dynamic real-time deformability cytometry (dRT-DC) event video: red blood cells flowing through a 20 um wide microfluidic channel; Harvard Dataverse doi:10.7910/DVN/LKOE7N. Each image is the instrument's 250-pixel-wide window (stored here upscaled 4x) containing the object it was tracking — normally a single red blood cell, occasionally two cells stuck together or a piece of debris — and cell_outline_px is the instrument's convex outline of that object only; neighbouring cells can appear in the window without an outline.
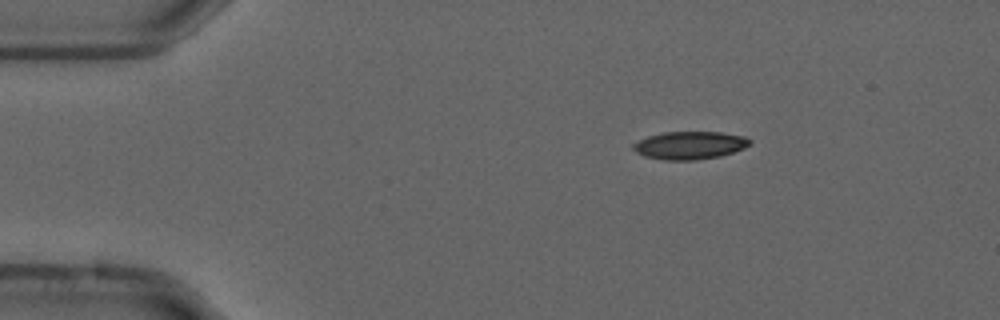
{"species": "common noctule bat (a hibernating species)", "species_latin": "Nyctalus noctula", "temperature_condition": "cold", "stored_images_in_passage": 10, "camera_frame_rate_fps": 3000, "um_per_image_px": 0.085, "animal": {"sex": "male", "forearm_length_mm": 52.5}, "frame": {"image": 1, "passage_image": 3, "time_ms": 0.667, "image_size_px": [1000, 320], "cell_outline_px": [[752, 144], [744, 148], [720, 156], [696, 160], [664, 160], [644, 156], [636, 152], [632, 148], [632, 144], [648, 136], [664, 132], [720, 132], [744, 136], [752, 140]], "centroid_in_image_um": [58.64, 12.35], "position_along_channel_um": 26.4, "area_um2": 18.96}}